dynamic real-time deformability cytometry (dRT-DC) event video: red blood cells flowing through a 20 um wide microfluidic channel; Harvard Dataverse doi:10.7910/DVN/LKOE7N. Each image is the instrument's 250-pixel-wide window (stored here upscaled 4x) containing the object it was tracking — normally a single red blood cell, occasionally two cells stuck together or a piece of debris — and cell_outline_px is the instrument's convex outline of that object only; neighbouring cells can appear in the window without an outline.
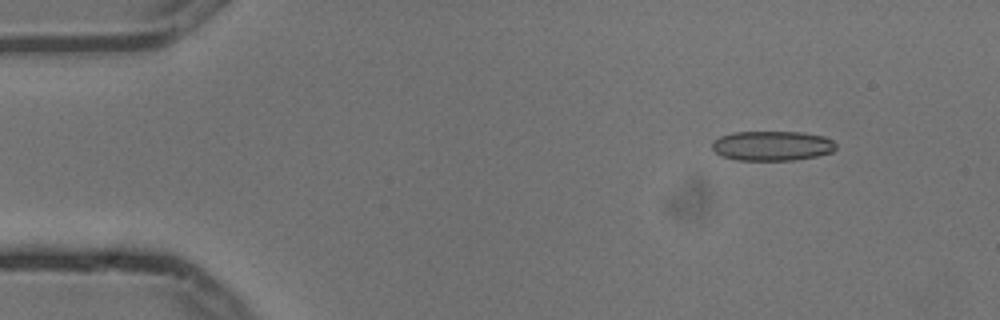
{"species": "common noctule bat (a hibernating species)", "species_latin": "Nyctalus noctula", "temperature_condition": "cold", "stored_images_in_passage": 7, "camera_frame_rate_fps": 3000, "um_per_image_px": 0.085, "animal": {"sex": "male", "body_mass_g": 13.3}, "frame": {"image": 1, "passage_image": 2, "time_ms": 0.333, "image_size_px": [1000, 320], "cell_outline_px": [[836, 148], [832, 152], [816, 156], [792, 160], [736, 160], [724, 156], [716, 152], [712, 148], [712, 140], [720, 136], [732, 132], [800, 132], [824, 136], [832, 140], [836, 144]], "centroid_in_image_um": [65.62, 12.38], "position_along_channel_um": 19.4, "area_um2": 21.44}}
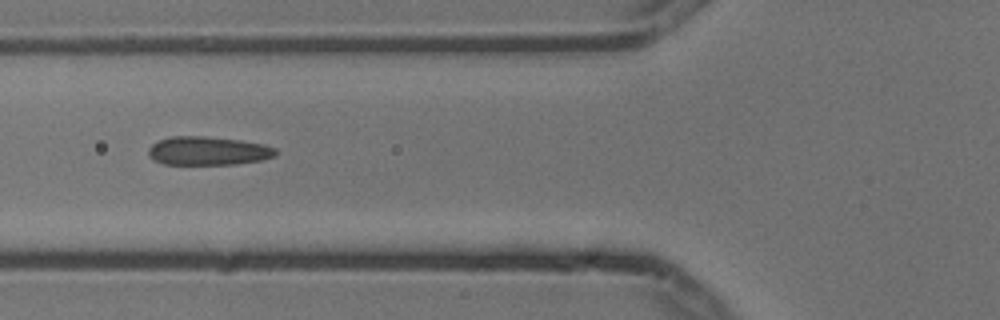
{"frame": {"image": 2, "passage_image": 6, "time_ms": 1.667, "image_size_px": [1000, 320], "cell_outline_px": [[276, 156], [260, 160], [236, 164], [164, 164], [152, 160], [148, 156], [148, 148], [152, 144], [160, 140], [172, 136], [204, 136], [240, 140], [264, 144], [276, 148]], "centroid_in_image_um": [17.66, 12.82], "position_along_channel_um": 108.1, "area_um2": 21.27}}
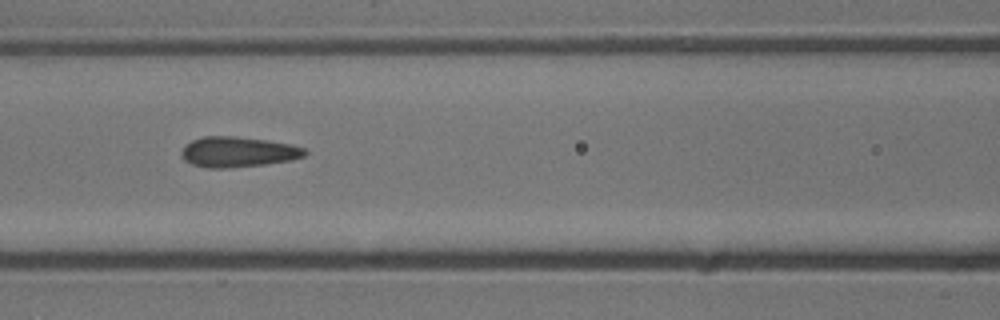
{"frame": {"image": 3, "passage_image": 7, "time_ms": 2.0, "image_size_px": [1000, 320], "cell_outline_px": [[308, 152], [304, 156], [292, 160], [264, 164], [228, 168], [208, 168], [192, 164], [184, 160], [180, 156], [180, 152], [184, 144], [192, 140], [204, 136], [236, 136], [268, 140], [292, 144], [304, 148]], "centroid_in_image_um": [20.2, 12.91], "position_along_channel_um": 146.4, "area_um2": 22.08}}